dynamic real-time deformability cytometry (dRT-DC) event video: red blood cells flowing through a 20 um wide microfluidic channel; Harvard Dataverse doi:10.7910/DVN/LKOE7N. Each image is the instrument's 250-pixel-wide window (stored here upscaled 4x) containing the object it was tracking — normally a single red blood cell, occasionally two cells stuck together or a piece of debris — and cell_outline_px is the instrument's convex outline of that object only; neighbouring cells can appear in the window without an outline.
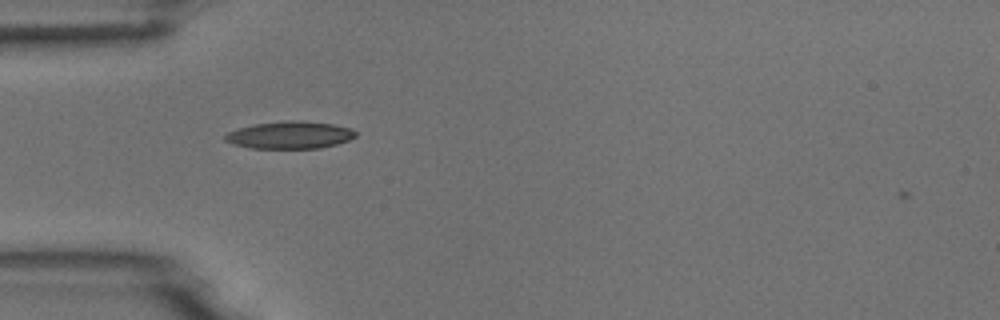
{"species": "common noctule bat (a hibernating species)", "species_latin": "Nyctalus noctula", "temperature_condition": "room temperature", "stored_images_in_passage": 38, "camera_frame_rate_fps": 3000, "um_per_image_px": 0.085, "animal": {"sex": "male", "body_mass_g": 18.8}, "frame": {"image": 1, "passage_image": 1, "time_ms": 0.0, "image_size_px": [1000, 320], "cell_outline_px": [[356, 136], [348, 140], [336, 144], [320, 148], [248, 148], [232, 144], [224, 140], [224, 136], [228, 132], [236, 128], [256, 124], [288, 120], [300, 120], [332, 124], [352, 128], [356, 132]], "centroid_in_image_um": [24.62, 11.47], "position_along_channel_um": 60.4, "area_um2": 20.87}}
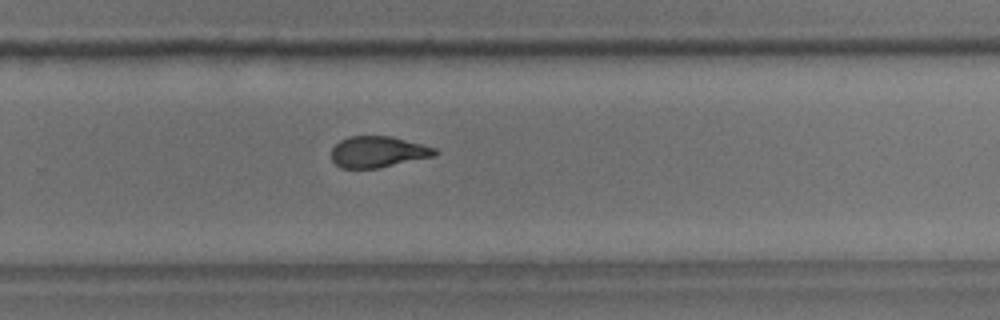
{"frame": {"image": 2, "passage_image": 20, "time_ms": 6.333, "image_size_px": [1000, 320], "cell_outline_px": [[440, 152], [436, 156], [376, 168], [340, 168], [332, 160], [332, 148], [340, 140], [348, 136], [392, 136], [436, 148]], "centroid_in_image_um": [32.15, 12.9], "position_along_channel_um": 297.7, "area_um2": 18.84}}
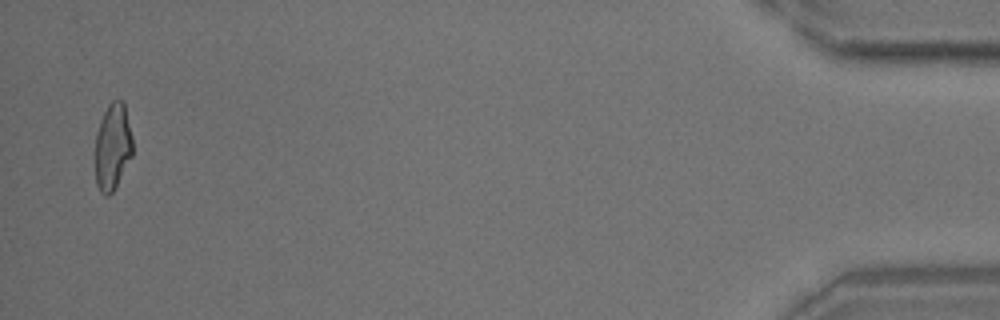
{"frame": {"image": 3, "passage_image": 37, "time_ms": 12.0, "image_size_px": [1000, 320], "cell_outline_px": [[132, 156], [112, 192], [108, 196], [104, 196], [100, 192], [96, 184], [96, 132], [100, 120], [108, 104], [112, 100], [124, 100], [132, 136]], "centroid_in_image_um": [9.58, 12.44], "position_along_channel_um": 425.6, "area_um2": 18.9}}